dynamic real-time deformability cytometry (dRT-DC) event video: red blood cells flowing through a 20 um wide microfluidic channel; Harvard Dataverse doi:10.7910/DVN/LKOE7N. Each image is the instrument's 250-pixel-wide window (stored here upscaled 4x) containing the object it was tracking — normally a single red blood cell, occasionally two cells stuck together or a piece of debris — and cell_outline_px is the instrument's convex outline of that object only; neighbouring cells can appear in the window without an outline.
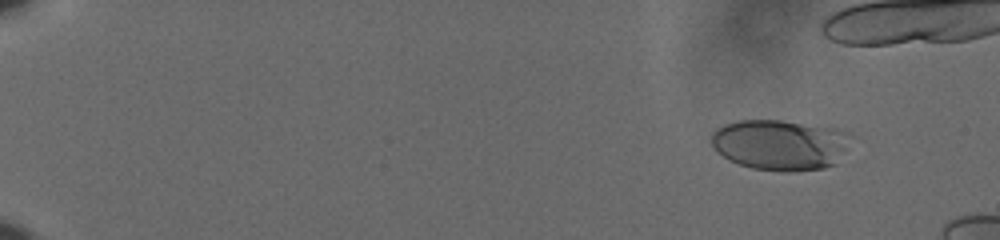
{"species": "human", "species_latin": "Homo sapiens", "temperature_condition": "cold", "stored_images_in_passage": 49, "camera_frame_rate_fps": 3000, "um_per_image_px": 0.085, "donor": {"sex": "male"}, "frame": {"image": 1, "passage_image": 1, "time_ms": 0.0, "image_size_px": [1000, 240], "cell_outline_px": [[852, 136], [848, 148], [836, 164], [824, 168], [792, 172], [784, 172], [752, 168], [728, 160], [712, 144], [712, 132], [716, 128], [724, 124], [736, 120], [780, 120], [832, 124]], "centroid_in_image_um": [66.41, 12.27], "position_along_channel_um": 18.6, "area_um2": 42.19}}
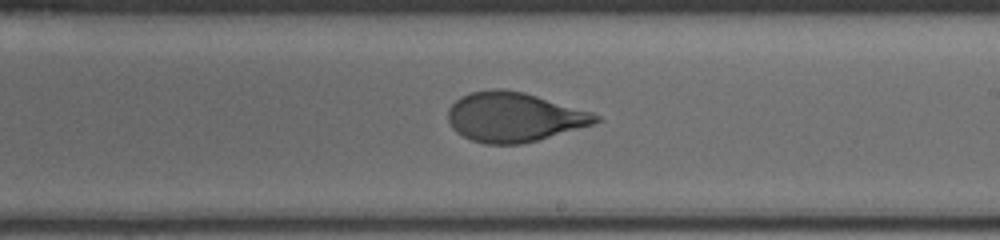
{"frame": {"image": 2, "passage_image": 33, "time_ms": 10.667, "image_size_px": [1000, 240], "cell_outline_px": [[600, 120], [592, 124], [536, 140], [520, 144], [484, 144], [472, 140], [456, 132], [452, 128], [448, 120], [448, 108], [460, 96], [472, 92], [492, 88], [500, 88], [524, 92], [592, 112], [600, 116]], "centroid_in_image_um": [43.64, 9.94], "position_along_channel_um": 245.4, "area_um2": 42.31}}
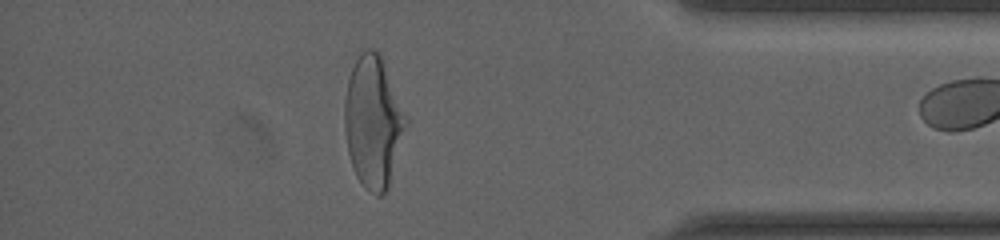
{"frame": {"image": 3, "passage_image": 48, "time_ms": 15.667, "image_size_px": [1000, 240], "cell_outline_px": [[408, 120], [388, 188], [380, 196], [376, 196], [368, 192], [364, 188], [356, 176], [348, 152], [344, 128], [344, 100], [348, 80], [352, 68], [360, 52], [368, 48], [372, 48], [380, 52]], "centroid_in_image_um": [31.71, 10.36], "position_along_channel_um": 403.5, "area_um2": 46.99}}